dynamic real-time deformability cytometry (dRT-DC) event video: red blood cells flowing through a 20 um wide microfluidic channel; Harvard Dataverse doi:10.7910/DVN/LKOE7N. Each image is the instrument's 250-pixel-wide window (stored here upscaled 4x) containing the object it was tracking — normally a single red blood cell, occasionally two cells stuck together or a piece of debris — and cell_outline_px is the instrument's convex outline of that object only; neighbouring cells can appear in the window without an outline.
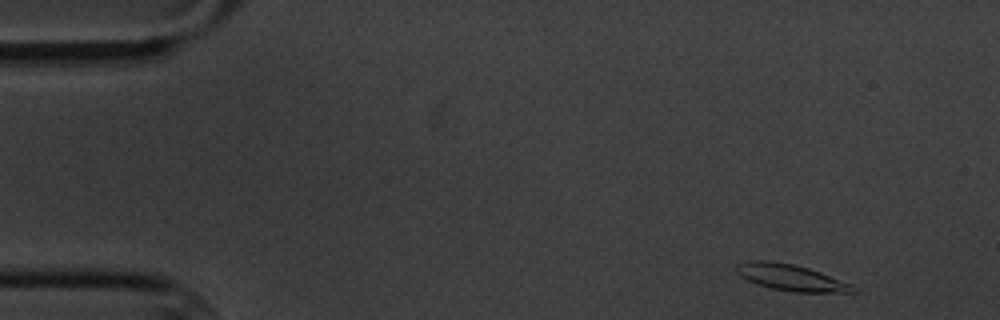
{"species": "common noctule bat (a hibernating species)", "species_latin": "Nyctalus noctula", "temperature_condition": "cold", "stored_images_in_passage": 4, "camera_frame_rate_fps": 3000, "um_per_image_px": 0.085, "animal": {"sex": "male", "body_mass_g": 20.1, "forearm_length_mm": 53.5}, "frame": {"image": 1, "passage_image": 1, "time_ms": 0.0, "image_size_px": [1000, 320], "cell_outline_px": [[856, 292], [796, 292], [772, 288], [748, 280], [740, 276], [736, 272], [736, 264], [748, 260], [768, 260], [792, 264], [808, 268], [820, 272], [852, 284], [856, 288]], "centroid_in_image_um": [67.22, 23.57], "position_along_channel_um": 17.8, "area_um2": 17.69}}